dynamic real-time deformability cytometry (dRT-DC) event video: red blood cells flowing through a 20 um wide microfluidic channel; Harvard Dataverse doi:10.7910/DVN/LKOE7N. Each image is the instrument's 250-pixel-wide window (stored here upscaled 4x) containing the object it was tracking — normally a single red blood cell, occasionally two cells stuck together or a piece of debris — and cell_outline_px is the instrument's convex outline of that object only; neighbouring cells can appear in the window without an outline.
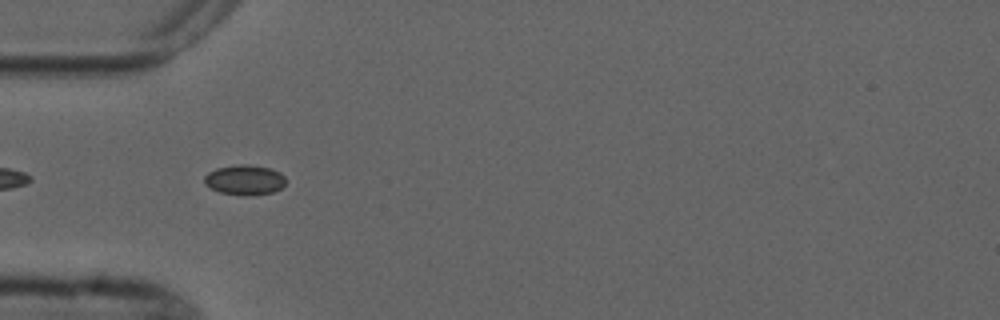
{"species": "common noctule bat (a hibernating species)", "species_latin": "Nyctalus noctula", "temperature_condition": "cold", "stored_images_in_passage": 6, "camera_frame_rate_fps": 3000, "um_per_image_px": 0.085, "animal": {"sex": "male", "forearm_length_mm": 52.5}, "frame": {"image": 1, "passage_image": 3, "time_ms": 3.667, "image_size_px": [1000, 320], "cell_outline_px": [[284, 184], [280, 188], [272, 192], [244, 196], [220, 192], [204, 184], [204, 176], [208, 172], [216, 168], [240, 164], [248, 164], [268, 168], [280, 172], [284, 176]], "centroid_in_image_um": [20.76, 15.28], "position_along_channel_um": 64.2, "area_um2": 14.1}}
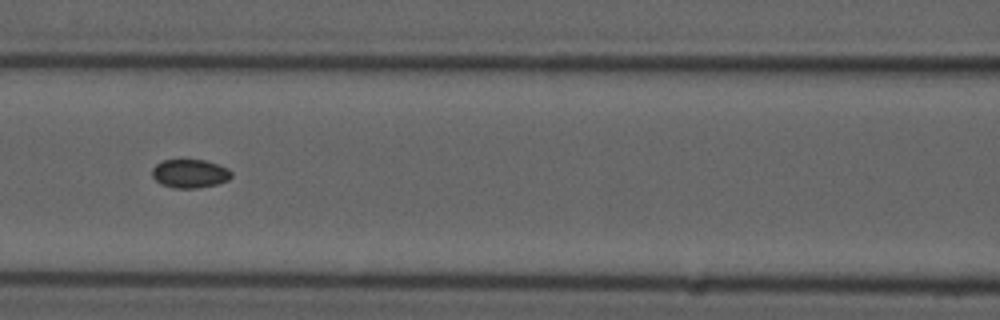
{"frame": {"image": 2, "passage_image": 5, "time_ms": 6.0, "image_size_px": [1000, 320], "cell_outline_px": [[232, 176], [228, 180], [216, 184], [196, 188], [176, 188], [160, 184], [152, 176], [152, 168], [156, 164], [164, 160], [204, 160], [228, 168], [232, 172]], "centroid_in_image_um": [16.13, 14.75], "position_along_channel_um": 150.5, "area_um2": 13.12}}
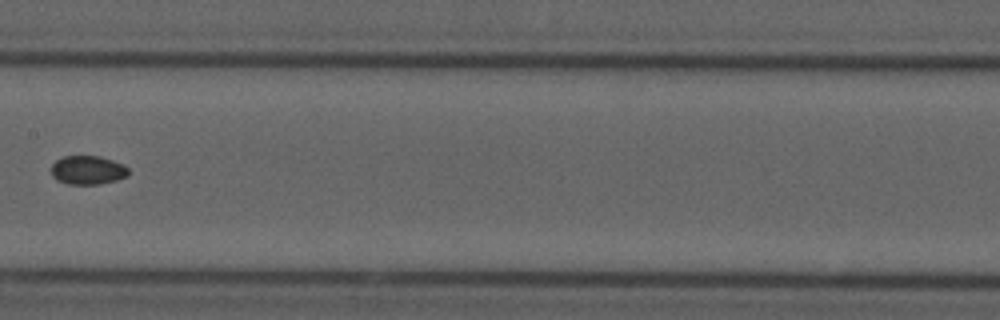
{"frame": {"image": 3, "passage_image": 6, "time_ms": 7.333, "image_size_px": [1000, 320], "cell_outline_px": [[128, 176], [116, 180], [100, 184], [68, 184], [56, 180], [52, 176], [52, 164], [56, 160], [64, 156], [100, 156], [124, 164], [128, 168]], "centroid_in_image_um": [7.46, 14.46], "position_along_channel_um": 199.9, "area_um2": 13.01}}